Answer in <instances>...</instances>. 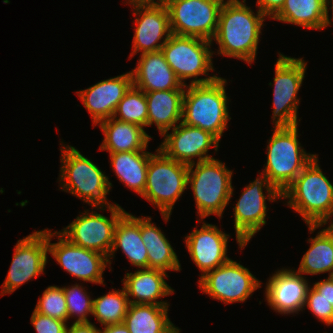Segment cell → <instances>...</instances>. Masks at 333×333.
<instances>
[{
  "label": "cell",
  "instance_id": "36",
  "mask_svg": "<svg viewBox=\"0 0 333 333\" xmlns=\"http://www.w3.org/2000/svg\"><path fill=\"white\" fill-rule=\"evenodd\" d=\"M31 323L37 333H66L67 323L46 315H42L35 310L32 312Z\"/></svg>",
  "mask_w": 333,
  "mask_h": 333
},
{
  "label": "cell",
  "instance_id": "19",
  "mask_svg": "<svg viewBox=\"0 0 333 333\" xmlns=\"http://www.w3.org/2000/svg\"><path fill=\"white\" fill-rule=\"evenodd\" d=\"M309 288L306 277L295 269H278L266 283L265 300L276 313H299L304 310Z\"/></svg>",
  "mask_w": 333,
  "mask_h": 333
},
{
  "label": "cell",
  "instance_id": "26",
  "mask_svg": "<svg viewBox=\"0 0 333 333\" xmlns=\"http://www.w3.org/2000/svg\"><path fill=\"white\" fill-rule=\"evenodd\" d=\"M169 305L129 304L124 319L130 333H180L168 317Z\"/></svg>",
  "mask_w": 333,
  "mask_h": 333
},
{
  "label": "cell",
  "instance_id": "21",
  "mask_svg": "<svg viewBox=\"0 0 333 333\" xmlns=\"http://www.w3.org/2000/svg\"><path fill=\"white\" fill-rule=\"evenodd\" d=\"M131 72L133 85L143 92L185 89L161 50L140 54Z\"/></svg>",
  "mask_w": 333,
  "mask_h": 333
},
{
  "label": "cell",
  "instance_id": "30",
  "mask_svg": "<svg viewBox=\"0 0 333 333\" xmlns=\"http://www.w3.org/2000/svg\"><path fill=\"white\" fill-rule=\"evenodd\" d=\"M272 19L305 29L322 30L325 0H285L281 10Z\"/></svg>",
  "mask_w": 333,
  "mask_h": 333
},
{
  "label": "cell",
  "instance_id": "22",
  "mask_svg": "<svg viewBox=\"0 0 333 333\" xmlns=\"http://www.w3.org/2000/svg\"><path fill=\"white\" fill-rule=\"evenodd\" d=\"M166 277L168 275L165 271L152 268H142L134 273H126L122 284L126 290L129 304L169 305L167 300H158L174 293V289L164 279Z\"/></svg>",
  "mask_w": 333,
  "mask_h": 333
},
{
  "label": "cell",
  "instance_id": "6",
  "mask_svg": "<svg viewBox=\"0 0 333 333\" xmlns=\"http://www.w3.org/2000/svg\"><path fill=\"white\" fill-rule=\"evenodd\" d=\"M298 125L273 128L262 174L283 193L317 154L306 153L298 141Z\"/></svg>",
  "mask_w": 333,
  "mask_h": 333
},
{
  "label": "cell",
  "instance_id": "10",
  "mask_svg": "<svg viewBox=\"0 0 333 333\" xmlns=\"http://www.w3.org/2000/svg\"><path fill=\"white\" fill-rule=\"evenodd\" d=\"M265 189L267 194L263 193ZM266 198L272 202L278 198L282 200V193L260 173L254 181L245 186L233 208L235 237L241 250L267 222Z\"/></svg>",
  "mask_w": 333,
  "mask_h": 333
},
{
  "label": "cell",
  "instance_id": "23",
  "mask_svg": "<svg viewBox=\"0 0 333 333\" xmlns=\"http://www.w3.org/2000/svg\"><path fill=\"white\" fill-rule=\"evenodd\" d=\"M97 125L104 134L99 150L109 153L146 151L152 138L141 126L113 117L103 120Z\"/></svg>",
  "mask_w": 333,
  "mask_h": 333
},
{
  "label": "cell",
  "instance_id": "17",
  "mask_svg": "<svg viewBox=\"0 0 333 333\" xmlns=\"http://www.w3.org/2000/svg\"><path fill=\"white\" fill-rule=\"evenodd\" d=\"M171 130L162 135L164 141L158 147L169 158L187 165L195 163L197 157V162L214 158L207 153L211 147L217 152L219 140L211 133L182 122Z\"/></svg>",
  "mask_w": 333,
  "mask_h": 333
},
{
  "label": "cell",
  "instance_id": "27",
  "mask_svg": "<svg viewBox=\"0 0 333 333\" xmlns=\"http://www.w3.org/2000/svg\"><path fill=\"white\" fill-rule=\"evenodd\" d=\"M151 217L141 216V237L148 252V268L180 271L181 264L169 240Z\"/></svg>",
  "mask_w": 333,
  "mask_h": 333
},
{
  "label": "cell",
  "instance_id": "31",
  "mask_svg": "<svg viewBox=\"0 0 333 333\" xmlns=\"http://www.w3.org/2000/svg\"><path fill=\"white\" fill-rule=\"evenodd\" d=\"M129 306L125 288L108 292L106 295L93 299L92 315L103 325L124 323Z\"/></svg>",
  "mask_w": 333,
  "mask_h": 333
},
{
  "label": "cell",
  "instance_id": "20",
  "mask_svg": "<svg viewBox=\"0 0 333 333\" xmlns=\"http://www.w3.org/2000/svg\"><path fill=\"white\" fill-rule=\"evenodd\" d=\"M133 85L131 72L102 80L76 94L92 117L94 126L113 117L118 103Z\"/></svg>",
  "mask_w": 333,
  "mask_h": 333
},
{
  "label": "cell",
  "instance_id": "25",
  "mask_svg": "<svg viewBox=\"0 0 333 333\" xmlns=\"http://www.w3.org/2000/svg\"><path fill=\"white\" fill-rule=\"evenodd\" d=\"M185 89L145 92L147 100V126L156 125L160 135L182 121Z\"/></svg>",
  "mask_w": 333,
  "mask_h": 333
},
{
  "label": "cell",
  "instance_id": "18",
  "mask_svg": "<svg viewBox=\"0 0 333 333\" xmlns=\"http://www.w3.org/2000/svg\"><path fill=\"white\" fill-rule=\"evenodd\" d=\"M202 224L199 230L194 229L184 240L192 261L201 271L200 278L230 260L227 255L230 235L216 225L205 221Z\"/></svg>",
  "mask_w": 333,
  "mask_h": 333
},
{
  "label": "cell",
  "instance_id": "42",
  "mask_svg": "<svg viewBox=\"0 0 333 333\" xmlns=\"http://www.w3.org/2000/svg\"><path fill=\"white\" fill-rule=\"evenodd\" d=\"M331 222L329 223L330 225L328 226L332 231H333V220H330Z\"/></svg>",
  "mask_w": 333,
  "mask_h": 333
},
{
  "label": "cell",
  "instance_id": "14",
  "mask_svg": "<svg viewBox=\"0 0 333 333\" xmlns=\"http://www.w3.org/2000/svg\"><path fill=\"white\" fill-rule=\"evenodd\" d=\"M107 210L111 213L109 218L86 210L59 232L71 243L109 257L117 222L126 211L119 204Z\"/></svg>",
  "mask_w": 333,
  "mask_h": 333
},
{
  "label": "cell",
  "instance_id": "2",
  "mask_svg": "<svg viewBox=\"0 0 333 333\" xmlns=\"http://www.w3.org/2000/svg\"><path fill=\"white\" fill-rule=\"evenodd\" d=\"M318 155L282 193L287 206L299 213L310 234L326 225L333 215V183L323 174Z\"/></svg>",
  "mask_w": 333,
  "mask_h": 333
},
{
  "label": "cell",
  "instance_id": "24",
  "mask_svg": "<svg viewBox=\"0 0 333 333\" xmlns=\"http://www.w3.org/2000/svg\"><path fill=\"white\" fill-rule=\"evenodd\" d=\"M118 249L122 250L133 266H137L138 269L148 268V252L141 237V217L125 212L119 218L108 257L109 265L110 259Z\"/></svg>",
  "mask_w": 333,
  "mask_h": 333
},
{
  "label": "cell",
  "instance_id": "32",
  "mask_svg": "<svg viewBox=\"0 0 333 333\" xmlns=\"http://www.w3.org/2000/svg\"><path fill=\"white\" fill-rule=\"evenodd\" d=\"M147 100L145 92L132 85L118 103L113 118L134 123L142 128L147 126Z\"/></svg>",
  "mask_w": 333,
  "mask_h": 333
},
{
  "label": "cell",
  "instance_id": "1",
  "mask_svg": "<svg viewBox=\"0 0 333 333\" xmlns=\"http://www.w3.org/2000/svg\"><path fill=\"white\" fill-rule=\"evenodd\" d=\"M245 2L246 0L223 2L213 40L219 45V55L237 58L251 65L256 59L266 16L258 9L254 13Z\"/></svg>",
  "mask_w": 333,
  "mask_h": 333
},
{
  "label": "cell",
  "instance_id": "41",
  "mask_svg": "<svg viewBox=\"0 0 333 333\" xmlns=\"http://www.w3.org/2000/svg\"><path fill=\"white\" fill-rule=\"evenodd\" d=\"M331 4L330 8H328V6ZM328 9H332V21H333V0H325V19H324V29L331 25L332 23L330 22L331 20L329 19V10Z\"/></svg>",
  "mask_w": 333,
  "mask_h": 333
},
{
  "label": "cell",
  "instance_id": "12",
  "mask_svg": "<svg viewBox=\"0 0 333 333\" xmlns=\"http://www.w3.org/2000/svg\"><path fill=\"white\" fill-rule=\"evenodd\" d=\"M127 2V5L130 4L133 7L136 25L129 58L131 59L139 52L143 54L161 50L172 34L169 12L165 3L162 0H128Z\"/></svg>",
  "mask_w": 333,
  "mask_h": 333
},
{
  "label": "cell",
  "instance_id": "37",
  "mask_svg": "<svg viewBox=\"0 0 333 333\" xmlns=\"http://www.w3.org/2000/svg\"><path fill=\"white\" fill-rule=\"evenodd\" d=\"M258 10L269 18H273L283 7L285 0H257Z\"/></svg>",
  "mask_w": 333,
  "mask_h": 333
},
{
  "label": "cell",
  "instance_id": "29",
  "mask_svg": "<svg viewBox=\"0 0 333 333\" xmlns=\"http://www.w3.org/2000/svg\"><path fill=\"white\" fill-rule=\"evenodd\" d=\"M317 233L316 237L308 239L310 247L295 271L302 275L328 272L330 277L333 276V231L325 227Z\"/></svg>",
  "mask_w": 333,
  "mask_h": 333
},
{
  "label": "cell",
  "instance_id": "4",
  "mask_svg": "<svg viewBox=\"0 0 333 333\" xmlns=\"http://www.w3.org/2000/svg\"><path fill=\"white\" fill-rule=\"evenodd\" d=\"M226 84L227 80L222 77L206 84H188L183 96L181 122L201 128L220 141L231 119Z\"/></svg>",
  "mask_w": 333,
  "mask_h": 333
},
{
  "label": "cell",
  "instance_id": "5",
  "mask_svg": "<svg viewBox=\"0 0 333 333\" xmlns=\"http://www.w3.org/2000/svg\"><path fill=\"white\" fill-rule=\"evenodd\" d=\"M232 175L233 171L215 158L189 165L187 187L193 190L201 220L210 215L222 218L234 191Z\"/></svg>",
  "mask_w": 333,
  "mask_h": 333
},
{
  "label": "cell",
  "instance_id": "35",
  "mask_svg": "<svg viewBox=\"0 0 333 333\" xmlns=\"http://www.w3.org/2000/svg\"><path fill=\"white\" fill-rule=\"evenodd\" d=\"M312 314L327 326L333 325V305L332 302L322 297L313 287L309 288L305 305Z\"/></svg>",
  "mask_w": 333,
  "mask_h": 333
},
{
  "label": "cell",
  "instance_id": "3",
  "mask_svg": "<svg viewBox=\"0 0 333 333\" xmlns=\"http://www.w3.org/2000/svg\"><path fill=\"white\" fill-rule=\"evenodd\" d=\"M61 152V168L59 174L60 188L83 200L96 210L114 208L117 203L107 201V194L112 189L108 176L92 162L83 156L75 147L63 145Z\"/></svg>",
  "mask_w": 333,
  "mask_h": 333
},
{
  "label": "cell",
  "instance_id": "40",
  "mask_svg": "<svg viewBox=\"0 0 333 333\" xmlns=\"http://www.w3.org/2000/svg\"><path fill=\"white\" fill-rule=\"evenodd\" d=\"M99 333H130L127 326L124 323L111 324L103 327V330L99 328Z\"/></svg>",
  "mask_w": 333,
  "mask_h": 333
},
{
  "label": "cell",
  "instance_id": "33",
  "mask_svg": "<svg viewBox=\"0 0 333 333\" xmlns=\"http://www.w3.org/2000/svg\"><path fill=\"white\" fill-rule=\"evenodd\" d=\"M84 286L75 284L71 287H62L68 310V320L75 318V323H89L87 318L92 315L93 299L87 294Z\"/></svg>",
  "mask_w": 333,
  "mask_h": 333
},
{
  "label": "cell",
  "instance_id": "39",
  "mask_svg": "<svg viewBox=\"0 0 333 333\" xmlns=\"http://www.w3.org/2000/svg\"><path fill=\"white\" fill-rule=\"evenodd\" d=\"M66 333H99V328H97L92 322H74L70 327L67 326Z\"/></svg>",
  "mask_w": 333,
  "mask_h": 333
},
{
  "label": "cell",
  "instance_id": "15",
  "mask_svg": "<svg viewBox=\"0 0 333 333\" xmlns=\"http://www.w3.org/2000/svg\"><path fill=\"white\" fill-rule=\"evenodd\" d=\"M56 236L58 242L51 243ZM48 254L71 276L84 282L104 284L103 272L108 265V257L90 249L71 243L60 232L47 230Z\"/></svg>",
  "mask_w": 333,
  "mask_h": 333
},
{
  "label": "cell",
  "instance_id": "8",
  "mask_svg": "<svg viewBox=\"0 0 333 333\" xmlns=\"http://www.w3.org/2000/svg\"><path fill=\"white\" fill-rule=\"evenodd\" d=\"M212 43L199 37L171 34L161 51L184 86H187L185 80L190 78L192 81L189 85L206 84L218 78L217 75L208 76L209 71L215 70L212 62ZM200 75L207 77L199 78Z\"/></svg>",
  "mask_w": 333,
  "mask_h": 333
},
{
  "label": "cell",
  "instance_id": "7",
  "mask_svg": "<svg viewBox=\"0 0 333 333\" xmlns=\"http://www.w3.org/2000/svg\"><path fill=\"white\" fill-rule=\"evenodd\" d=\"M151 153L147 180L141 197L159 208L163 220L168 222L176 201L187 187L189 165L166 156L160 149Z\"/></svg>",
  "mask_w": 333,
  "mask_h": 333
},
{
  "label": "cell",
  "instance_id": "16",
  "mask_svg": "<svg viewBox=\"0 0 333 333\" xmlns=\"http://www.w3.org/2000/svg\"><path fill=\"white\" fill-rule=\"evenodd\" d=\"M47 229L34 231L17 241L1 295L11 294L24 283L44 273L47 263Z\"/></svg>",
  "mask_w": 333,
  "mask_h": 333
},
{
  "label": "cell",
  "instance_id": "34",
  "mask_svg": "<svg viewBox=\"0 0 333 333\" xmlns=\"http://www.w3.org/2000/svg\"><path fill=\"white\" fill-rule=\"evenodd\" d=\"M34 310L67 323L68 310L63 288L54 285L47 287L42 297H39Z\"/></svg>",
  "mask_w": 333,
  "mask_h": 333
},
{
  "label": "cell",
  "instance_id": "28",
  "mask_svg": "<svg viewBox=\"0 0 333 333\" xmlns=\"http://www.w3.org/2000/svg\"><path fill=\"white\" fill-rule=\"evenodd\" d=\"M109 154L112 170L119 181L142 196L146 187L147 168L151 153L131 151Z\"/></svg>",
  "mask_w": 333,
  "mask_h": 333
},
{
  "label": "cell",
  "instance_id": "9",
  "mask_svg": "<svg viewBox=\"0 0 333 333\" xmlns=\"http://www.w3.org/2000/svg\"><path fill=\"white\" fill-rule=\"evenodd\" d=\"M307 62L302 58H293L279 53L275 63L273 84L272 120L275 128L298 125V108L300 99L297 98L299 89L305 78Z\"/></svg>",
  "mask_w": 333,
  "mask_h": 333
},
{
  "label": "cell",
  "instance_id": "13",
  "mask_svg": "<svg viewBox=\"0 0 333 333\" xmlns=\"http://www.w3.org/2000/svg\"><path fill=\"white\" fill-rule=\"evenodd\" d=\"M198 283L203 293L225 304L245 302L255 290L261 288V281L248 268L232 259L207 272Z\"/></svg>",
  "mask_w": 333,
  "mask_h": 333
},
{
  "label": "cell",
  "instance_id": "38",
  "mask_svg": "<svg viewBox=\"0 0 333 333\" xmlns=\"http://www.w3.org/2000/svg\"><path fill=\"white\" fill-rule=\"evenodd\" d=\"M313 288L319 292L322 297L326 298L333 305V276H328L327 279L313 283Z\"/></svg>",
  "mask_w": 333,
  "mask_h": 333
},
{
  "label": "cell",
  "instance_id": "11",
  "mask_svg": "<svg viewBox=\"0 0 333 333\" xmlns=\"http://www.w3.org/2000/svg\"><path fill=\"white\" fill-rule=\"evenodd\" d=\"M172 34L213 41L224 0H162Z\"/></svg>",
  "mask_w": 333,
  "mask_h": 333
}]
</instances>
